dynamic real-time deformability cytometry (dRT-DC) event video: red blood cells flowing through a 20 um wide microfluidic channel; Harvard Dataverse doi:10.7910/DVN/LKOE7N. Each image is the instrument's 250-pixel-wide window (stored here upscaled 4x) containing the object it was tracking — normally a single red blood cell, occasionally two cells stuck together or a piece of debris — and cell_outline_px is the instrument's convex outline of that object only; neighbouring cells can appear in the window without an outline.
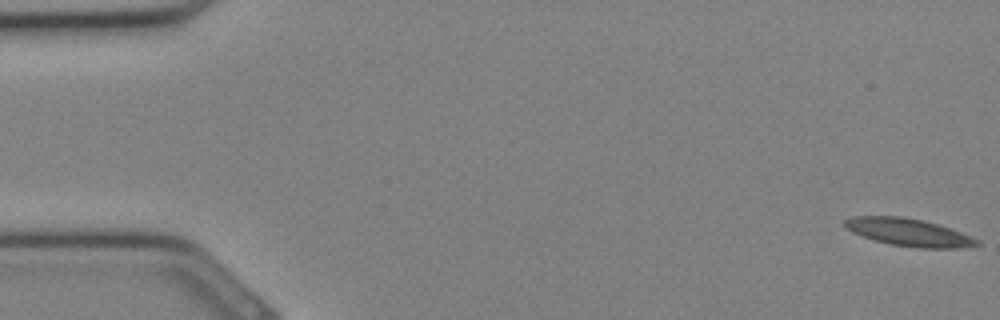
{"species": "Egyptian fruit bat (a non-hibernating species)", "species_latin": "Rousettus aegyptiacus", "temperature_condition": "cold", "stored_images_in_passage": 33, "camera_frame_rate_fps": 3000, "um_per_image_px": 0.085, "animal": {"sex": "female"}, "frame": {"image": 1, "passage_image": 1, "time_ms": 0.0, "image_size_px": [1000, 320], "cell_outline_px": [[980, 244], [960, 248], [920, 248], [892, 244], [876, 240], [852, 232], [844, 228], [844, 220], [852, 216], [904, 216], [924, 220], [960, 232], [980, 240]], "centroid_in_image_um": [77.22, 19.73], "position_along_channel_um": 7.8, "area_um2": 21.04}}
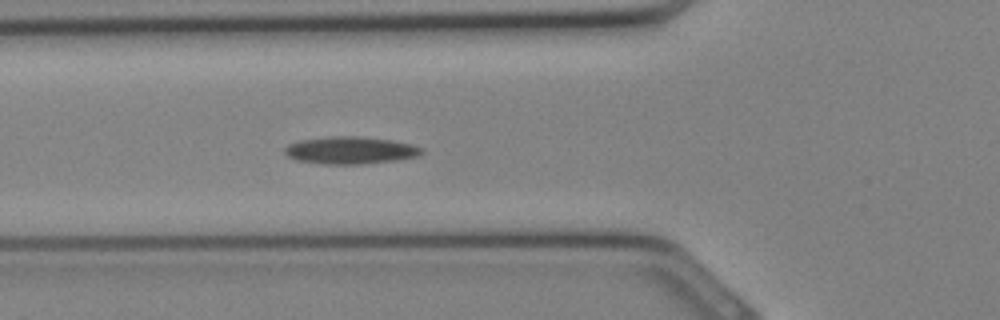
{"frame": {"image": 2, "passage_image": 12, "time_ms": 3.667, "image_size_px": [1000, 320], "cell_outline_px": [[424, 152], [416, 156], [396, 160], [360, 164], [324, 164], [296, 160], [288, 156], [284, 152], [284, 148], [288, 144], [300, 140], [332, 136], [360, 136], [392, 140], [412, 144], [424, 148]], "centroid_in_image_um": [29.78, 12.77], "position_along_channel_um": 96.0, "area_um2": 21.85}}
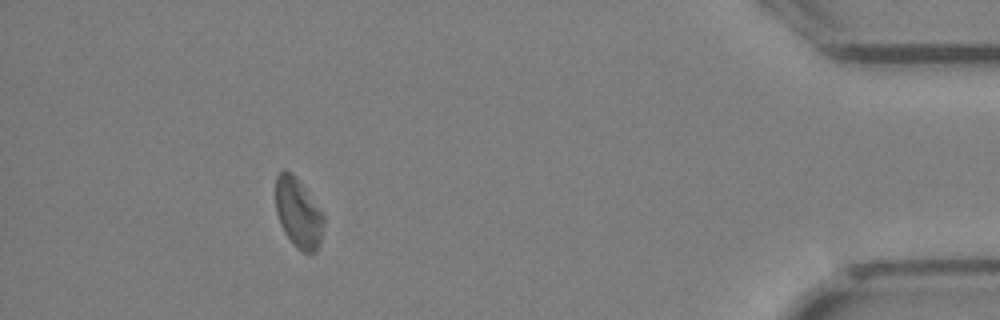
{"frame": {"image": 3, "passage_image": 30, "time_ms": 9.667, "image_size_px": [1000, 320], "cell_outline_px": [[324, 224], [320, 244], [316, 252], [304, 252], [296, 248], [284, 232], [280, 224], [276, 212], [276, 176], [284, 168], [292, 172], [296, 176], [324, 216]], "centroid_in_image_um": [25.34, 18.1], "position_along_channel_um": 409.9, "area_um2": 19.48}}